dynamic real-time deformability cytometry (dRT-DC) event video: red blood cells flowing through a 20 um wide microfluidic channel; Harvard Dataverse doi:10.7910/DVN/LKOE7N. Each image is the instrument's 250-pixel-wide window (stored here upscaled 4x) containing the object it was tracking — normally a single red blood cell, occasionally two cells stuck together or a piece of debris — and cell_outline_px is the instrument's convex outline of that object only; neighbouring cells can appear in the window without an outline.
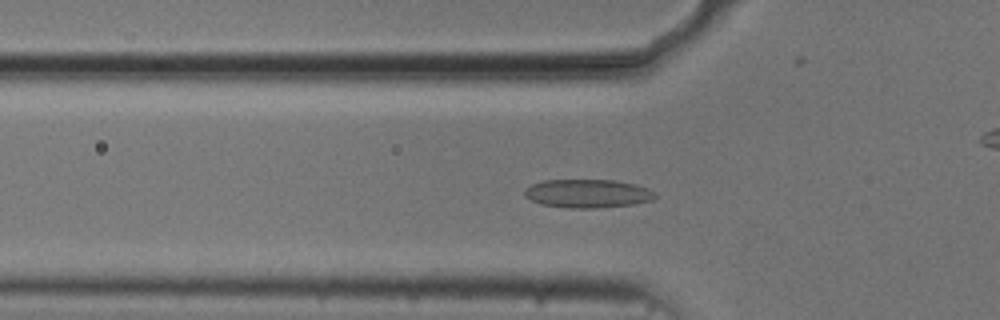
{"species": "common noctule bat (a hibernating species)", "species_latin": "Nyctalus noctula", "temperature_condition": "cold", "stored_images_in_passage": 55, "camera_frame_rate_fps": 3000, "um_per_image_px": 0.085, "animal": {"sex": "male", "body_mass_g": 20.5, "forearm_length_mm": 52.5}, "frame": {"image": 1, "passage_image": 18, "time_ms": 5.667, "image_size_px": [1000, 320], "cell_outline_px": [[656, 196], [652, 200], [632, 204], [596, 208], [568, 208], [540, 204], [524, 196], [524, 188], [532, 184], [544, 180], [616, 180], [636, 184], [648, 188], [656, 192]], "centroid_in_image_um": [49.94, 16.44], "position_along_channel_um": 75.9, "area_um2": 21.79}}
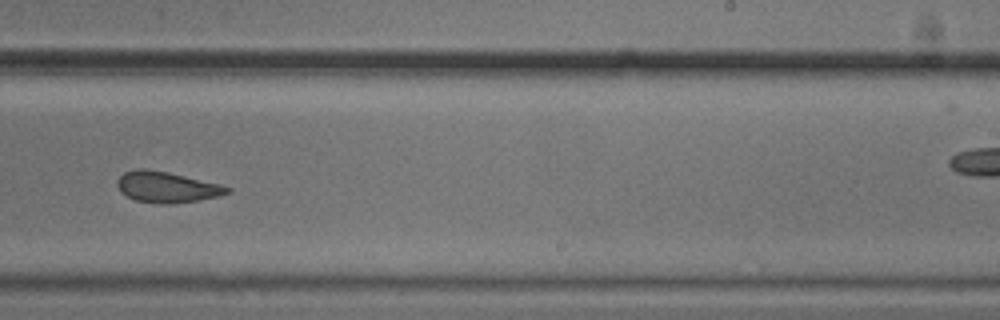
{"frame": {"image": 2, "passage_image": 34, "time_ms": 11.0, "image_size_px": [1000, 320], "cell_outline_px": [[232, 192], [220, 196], [196, 200], [168, 204], [160, 204], [136, 200], [120, 192], [116, 184], [116, 180], [124, 172], [140, 168], [144, 168], [168, 172], [220, 184], [232, 188]], "centroid_in_image_um": [14.18, 15.9], "position_along_channel_um": 274.8, "area_um2": 19.77}}
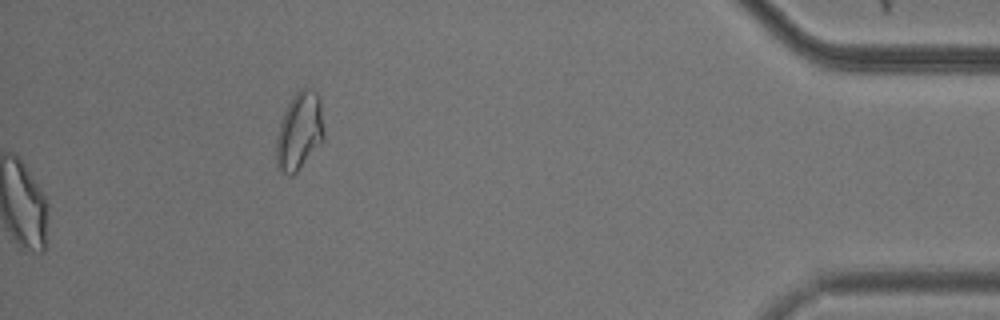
{"frame": {"image": 3, "passage_image": 55, "time_ms": 18.0, "image_size_px": [1000, 320], "cell_outline_px": [[324, 140], [296, 172], [292, 176], [288, 176], [276, 168], [276, 136], [280, 120], [292, 96], [300, 88], [312, 88], [320, 96], [324, 132]], "centroid_in_image_um": [25.44, 11.14], "position_along_channel_um": 409.8, "area_um2": 21.96}, "authors_computed_cell_mechanics": {"area_um2": 21.4438, "velocity_mm_per_s": 3.722, "shape_relaxation_time_tau1_ms": 4.332, "shape_relaxation_time_tau2_ms": 1.9818, "deformation_change_tau1": 0.1229, "deformation_change_tau2": 0.0927}}